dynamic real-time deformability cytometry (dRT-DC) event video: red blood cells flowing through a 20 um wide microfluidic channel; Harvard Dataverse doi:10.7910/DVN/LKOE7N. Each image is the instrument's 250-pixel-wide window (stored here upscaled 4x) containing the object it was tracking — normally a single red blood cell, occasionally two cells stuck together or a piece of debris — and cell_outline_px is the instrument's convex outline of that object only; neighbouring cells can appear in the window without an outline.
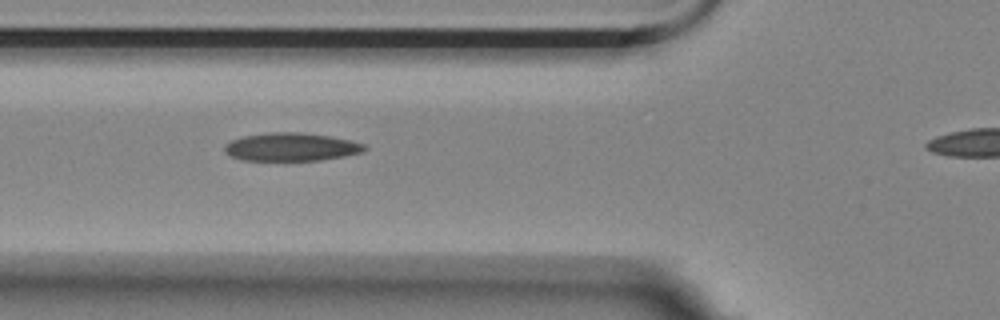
{"species": "Egyptian fruit bat (a non-hibernating species)", "species_latin": "Rousettus aegyptiacus", "temperature_condition": "room temperature", "stored_images_in_passage": 7, "segment_of_instrument_passage": [1, 2], "camera_frame_rate_fps": 3000, "um_per_image_px": 0.085, "animal": {"sex": "female"}, "frame": {"image": 1, "passage_image": 5, "time_ms": 1.333, "image_size_px": [1000, 320], "cell_outline_px": [[368, 148], [364, 152], [344, 156], [320, 160], [244, 160], [232, 156], [224, 152], [224, 144], [232, 140], [244, 136], [268, 132], [300, 132], [328, 136], [352, 140], [364, 144]], "centroid_in_image_um": [24.77, 12.48], "position_along_channel_um": 101.0, "area_um2": 22.95}}
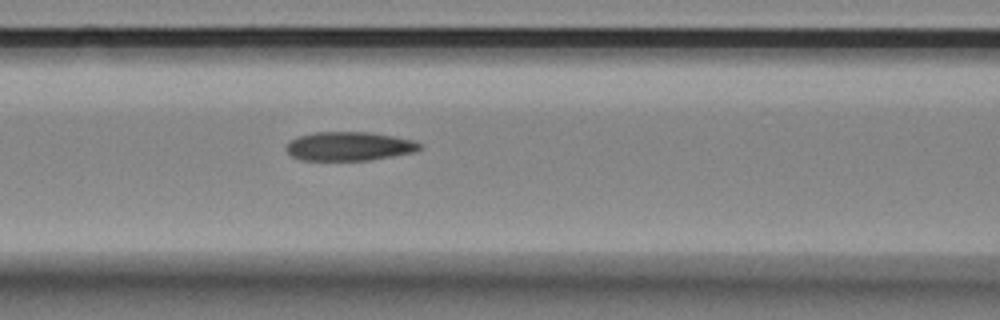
{"frame": {"image": 2, "passage_image": 6, "time_ms": 1.667, "image_size_px": [1000, 320], "cell_outline_px": [[420, 148], [412, 152], [392, 156], [368, 160], [300, 160], [292, 156], [284, 148], [288, 140], [296, 136], [316, 132], [368, 132], [392, 136], [412, 140], [420, 144]], "centroid_in_image_um": [29.58, 12.43], "position_along_channel_um": 137.0, "area_um2": 22.37}}